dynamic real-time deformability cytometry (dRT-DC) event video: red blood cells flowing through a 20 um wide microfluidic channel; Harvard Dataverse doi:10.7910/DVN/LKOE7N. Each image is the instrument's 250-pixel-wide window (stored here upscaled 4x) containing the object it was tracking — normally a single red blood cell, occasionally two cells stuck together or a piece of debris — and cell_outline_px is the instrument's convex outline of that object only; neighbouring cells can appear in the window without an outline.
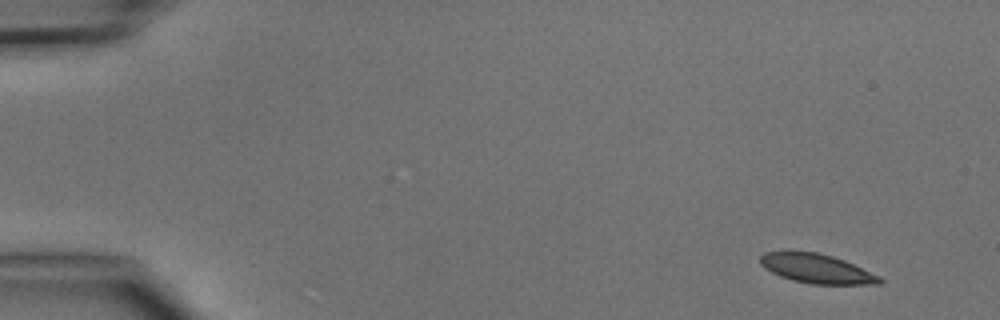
{"species": "common noctule bat (a hibernating species)", "species_latin": "Nyctalus noctula", "temperature_condition": "cold", "stored_images_in_passage": 5, "camera_frame_rate_fps": 3000, "um_per_image_px": 0.085, "animal": {"sex": "male", "body_mass_g": 15.6}, "frame": {"image": 1, "passage_image": 1, "time_ms": 0.0, "image_size_px": [1000, 320], "cell_outline_px": [[884, 280], [880, 284], [812, 284], [792, 280], [780, 276], [764, 268], [760, 264], [760, 256], [764, 252], [820, 252], [844, 260], [880, 276]], "centroid_in_image_um": [69.42, 22.84], "position_along_channel_um": 15.6, "area_um2": 20.23}}
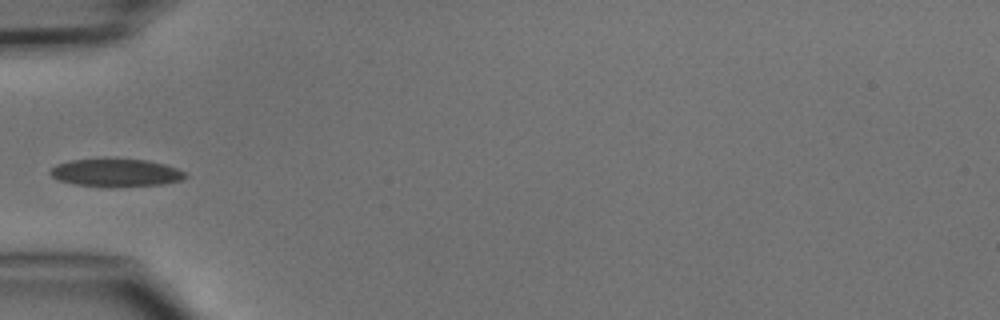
{"frame": {"image": 2, "passage_image": 4, "time_ms": 4.333, "image_size_px": [1000, 320], "cell_outline_px": [[188, 176], [180, 180], [164, 184], [108, 188], [72, 184], [60, 180], [52, 176], [48, 172], [56, 164], [68, 160], [104, 156], [148, 160], [164, 164], [176, 168], [184, 172]], "centroid_in_image_um": [9.8, 14.65], "position_along_channel_um": 75.2, "area_um2": 23.0}}